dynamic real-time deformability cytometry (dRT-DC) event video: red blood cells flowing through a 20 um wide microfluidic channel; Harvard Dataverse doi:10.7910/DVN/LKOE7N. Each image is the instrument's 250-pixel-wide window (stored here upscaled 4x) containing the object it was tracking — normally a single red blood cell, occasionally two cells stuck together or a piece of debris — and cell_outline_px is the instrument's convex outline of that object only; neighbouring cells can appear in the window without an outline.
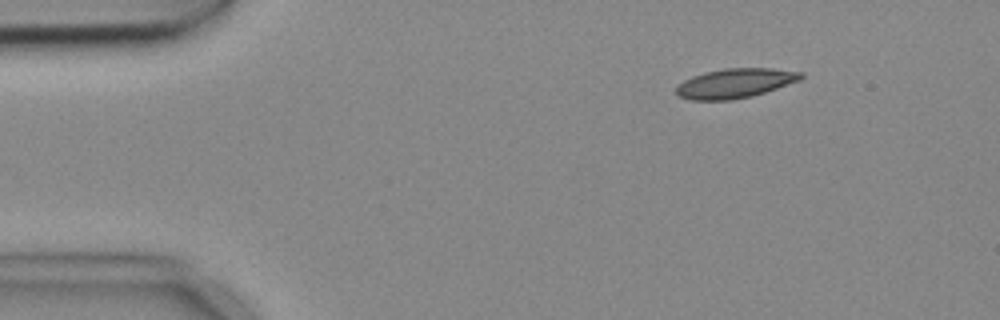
{"species": "common noctule bat (a hibernating species)", "species_latin": "Nyctalus noctula", "temperature_condition": "cold", "stored_images_in_passage": 4, "camera_frame_rate_fps": 3000, "um_per_image_px": 0.085, "animal": {"sex": "female", "body_mass_g": 18.4}, "frame": {"image": 1, "passage_image": 2, "time_ms": 0.333, "image_size_px": [1000, 320], "cell_outline_px": [[804, 76], [800, 80], [752, 96], [732, 100], [692, 100], [680, 96], [676, 92], [676, 84], [692, 76], [704, 72], [724, 68], [772, 68], [804, 72]], "centroid_in_image_um": [62.47, 7.07], "position_along_channel_um": 22.5, "area_um2": 21.5}}
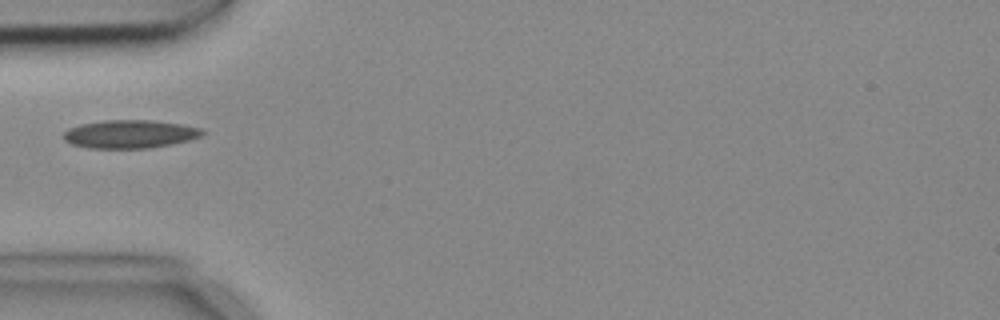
{"frame": {"image": 2, "passage_image": 4, "time_ms": 1.0, "image_size_px": [1000, 320], "cell_outline_px": [[208, 132], [200, 136], [188, 140], [172, 144], [148, 148], [88, 148], [72, 144], [64, 140], [64, 132], [68, 128], [80, 124], [104, 120], [152, 120], [184, 124], [204, 128]], "centroid_in_image_um": [11.09, 11.38], "position_along_channel_um": 73.9, "area_um2": 23.06}}